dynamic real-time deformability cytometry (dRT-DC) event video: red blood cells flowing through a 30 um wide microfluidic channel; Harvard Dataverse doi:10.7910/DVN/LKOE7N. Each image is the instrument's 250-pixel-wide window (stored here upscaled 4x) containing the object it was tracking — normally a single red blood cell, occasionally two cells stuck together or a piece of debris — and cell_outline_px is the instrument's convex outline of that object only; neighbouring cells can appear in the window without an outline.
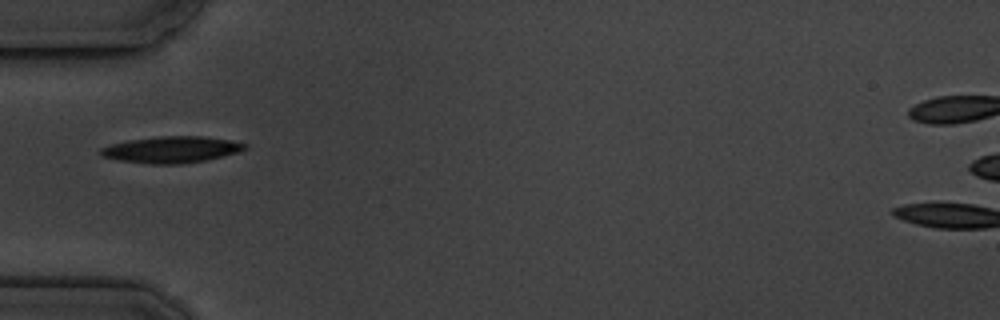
{"species": "common noctule bat (a hibernating species)", "species_latin": "Nyctalus noctula", "temperature_condition": "cold", "stored_images_in_passage": 2, "camera_frame_rate_fps": 3000, "um_per_image_px": 0.085, "animal": {"sex": "male", "body_mass_g": 19.5, "forearm_length_mm": 54.6}, "frame": {"image": 1, "passage_image": 1, "time_ms": 0.0, "image_size_px": [1000, 320], "cell_outline_px": [[248, 148], [240, 152], [204, 160], [180, 164], [152, 164], [120, 160], [100, 156], [100, 148], [112, 144], [128, 140], [160, 136], [204, 136], [232, 140], [248, 144]], "centroid_in_image_um": [14.61, 12.71], "position_along_channel_um": 70.4, "area_um2": 22.25}}